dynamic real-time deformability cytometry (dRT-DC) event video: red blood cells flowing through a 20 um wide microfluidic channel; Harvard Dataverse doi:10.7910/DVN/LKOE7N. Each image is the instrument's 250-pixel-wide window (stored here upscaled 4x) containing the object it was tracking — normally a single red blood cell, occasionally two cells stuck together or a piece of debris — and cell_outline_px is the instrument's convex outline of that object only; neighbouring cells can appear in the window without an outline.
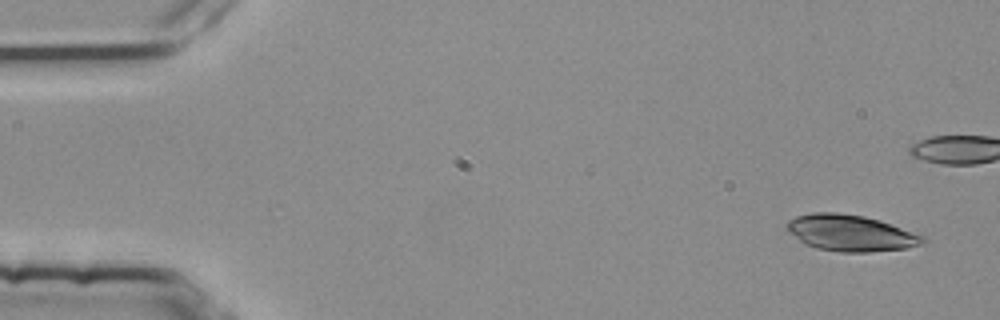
{"species": "common noctule bat (a hibernating species)", "species_latin": "Nyctalus noctula", "temperature_condition": "room temperature", "stored_images_in_passage": 4, "camera_frame_rate_fps": 3000, "um_per_image_px": 0.085, "animal": {"sex": "female", "body_mass_g": 25.1}, "frame": {"image": 1, "passage_image": 1, "time_ms": 0.0, "image_size_px": [1000, 320], "cell_outline_px": [[928, 240], [920, 244], [908, 248], [868, 252], [840, 252], [816, 248], [804, 244], [788, 232], [784, 228], [784, 224], [788, 220], [796, 216], [812, 212], [836, 212], [864, 216], [880, 220], [924, 236]], "centroid_in_image_um": [72.25, 19.8], "position_along_channel_um": 12.8, "area_um2": 29.02}}
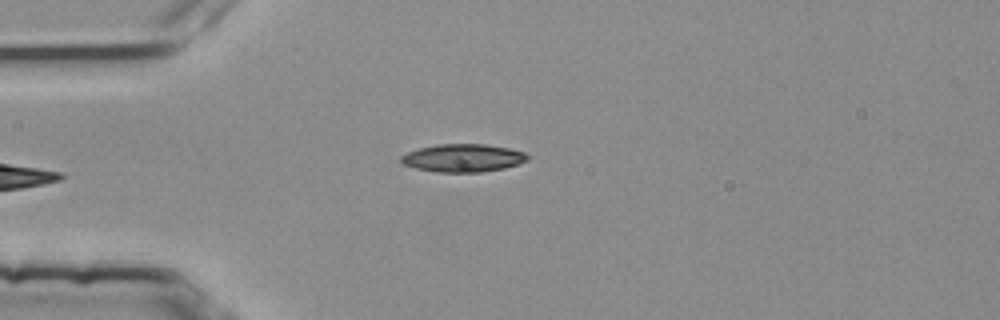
{"frame": {"image": 2, "passage_image": 4, "time_ms": 1.0, "image_size_px": [1000, 320], "cell_outline_px": [[528, 160], [504, 168], [480, 172], [436, 172], [416, 168], [404, 164], [400, 160], [400, 156], [408, 152], [420, 148], [436, 144], [484, 144], [508, 148], [524, 152], [528, 156]], "centroid_in_image_um": [39.34, 13.42], "position_along_channel_um": 45.7, "area_um2": 20.4}}